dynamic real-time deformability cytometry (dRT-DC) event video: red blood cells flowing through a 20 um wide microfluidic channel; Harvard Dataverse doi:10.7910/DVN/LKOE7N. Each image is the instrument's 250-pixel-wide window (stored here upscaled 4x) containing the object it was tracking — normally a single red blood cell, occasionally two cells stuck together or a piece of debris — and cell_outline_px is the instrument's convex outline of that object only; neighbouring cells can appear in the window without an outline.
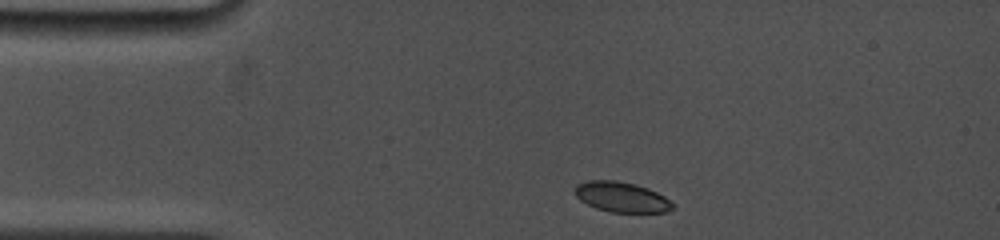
{"species": "common noctule bat (a hibernating species)", "species_latin": "Nyctalus noctula", "temperature_condition": "cold", "stored_images_in_passage": 5, "camera_frame_rate_fps": 5000, "um_per_image_px": 0.085, "animal": {"sex": "female", "body_mass_g": 19.0, "forearm_length_mm": 53.3}, "frame": {"image": 1, "passage_image": 1, "time_ms": 0.0, "image_size_px": [1000, 240], "cell_outline_px": [[672, 208], [664, 212], [612, 212], [596, 208], [580, 200], [576, 196], [576, 184], [588, 180], [616, 180], [636, 184], [648, 188], [664, 196], [672, 204]], "centroid_in_image_um": [52.8, 16.73], "position_along_channel_um": 32.2, "area_um2": 16.99}}
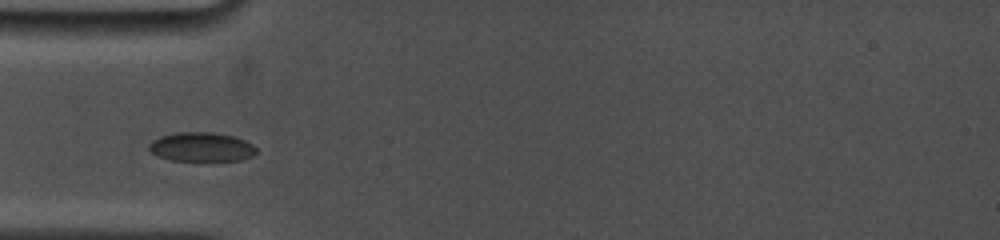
{"frame": {"image": 2, "passage_image": 4, "time_ms": 2.0, "image_size_px": [1000, 240], "cell_outline_px": [[256, 152], [252, 156], [240, 160], [172, 160], [160, 156], [152, 152], [148, 148], [148, 144], [152, 140], [160, 136], [176, 132], [212, 132], [236, 136], [252, 144], [256, 148]], "centroid_in_image_um": [17.12, 12.47], "position_along_channel_um": 67.9, "area_um2": 18.15}}
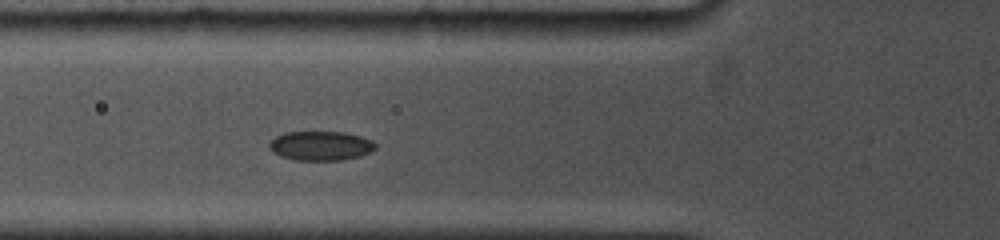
{"frame": {"image": 3, "passage_image": 5, "time_ms": 2.8, "image_size_px": [1000, 240], "cell_outline_px": [[376, 148], [372, 152], [360, 156], [344, 160], [296, 160], [280, 156], [272, 152], [268, 148], [268, 144], [276, 136], [284, 132], [344, 132], [360, 136], [372, 140], [376, 144]], "centroid_in_image_um": [27.26, 12.39], "position_along_channel_um": 98.5, "area_um2": 18.32}}